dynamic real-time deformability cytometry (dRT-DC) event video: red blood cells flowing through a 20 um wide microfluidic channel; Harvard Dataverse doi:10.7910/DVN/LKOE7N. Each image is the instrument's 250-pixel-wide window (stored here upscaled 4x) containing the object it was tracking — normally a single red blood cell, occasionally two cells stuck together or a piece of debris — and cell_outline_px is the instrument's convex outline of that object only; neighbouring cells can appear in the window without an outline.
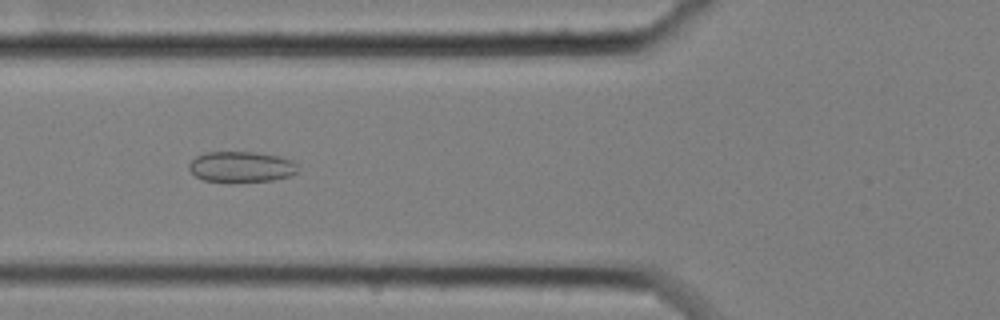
{"species": "common noctule bat (a hibernating species)", "species_latin": "Nyctalus noctula", "temperature_condition": "cold", "stored_images_in_passage": 58, "camera_frame_rate_fps": 3000, "um_per_image_px": 0.085, "animal": {"sex": "female", "body_mass_g": 25.1}, "frame": {"image": 1, "passage_image": 22, "time_ms": 7.0, "image_size_px": [1000, 320], "cell_outline_px": [[300, 168], [296, 172], [288, 176], [272, 180], [232, 184], [204, 180], [196, 176], [188, 168], [188, 164], [196, 156], [208, 152], [256, 152], [280, 156], [292, 160]], "centroid_in_image_um": [20.5, 14.2], "position_along_channel_um": 105.3, "area_um2": 20.0}}
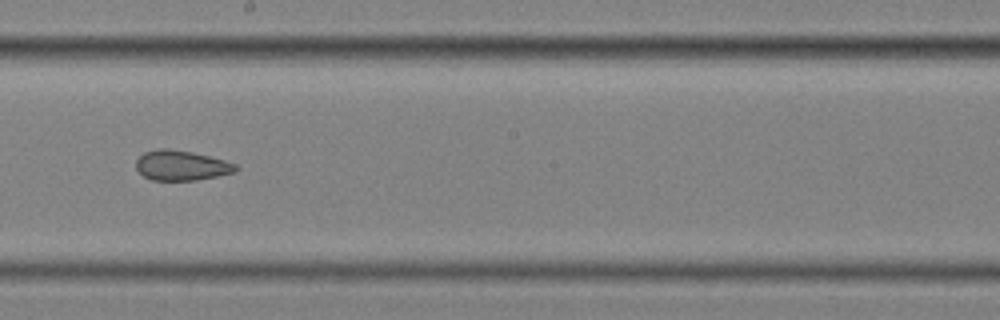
{"frame": {"image": 2, "passage_image": 33, "time_ms": 10.667, "image_size_px": [1000, 320], "cell_outline_px": [[240, 168], [236, 172], [196, 180], [152, 180], [144, 176], [136, 168], [136, 160], [144, 152], [160, 148], [168, 148], [192, 152], [224, 160], [236, 164]], "centroid_in_image_um": [15.42, 14.06], "position_along_channel_um": 232.8, "area_um2": 17.4}}
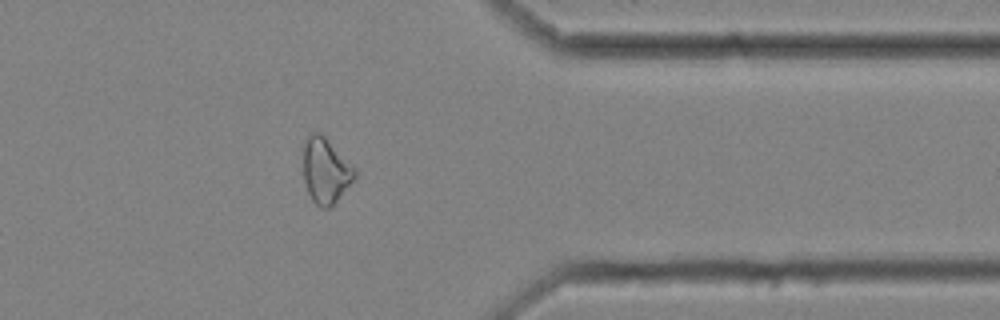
{"frame": {"image": 3, "passage_image": 47, "time_ms": 15.333, "image_size_px": [1000, 320], "cell_outline_px": [[356, 176], [336, 200], [328, 208], [320, 208], [312, 200], [308, 192], [304, 180], [304, 144], [308, 136], [312, 132], [320, 132], [356, 168]], "centroid_in_image_um": [27.67, 14.49], "position_along_channel_um": 383.7, "area_um2": 19.25}, "authors_computed_cell_mechanics": {"area_um2": 21.5883, "velocity_mm_per_s": 3.4783, "shape_relaxation_time_tau1_ms": null, "shape_relaxation_time_tau2_ms": 2.8046, "deformation_change_tau1": null, "deformation_change_tau2": 0.0917}}